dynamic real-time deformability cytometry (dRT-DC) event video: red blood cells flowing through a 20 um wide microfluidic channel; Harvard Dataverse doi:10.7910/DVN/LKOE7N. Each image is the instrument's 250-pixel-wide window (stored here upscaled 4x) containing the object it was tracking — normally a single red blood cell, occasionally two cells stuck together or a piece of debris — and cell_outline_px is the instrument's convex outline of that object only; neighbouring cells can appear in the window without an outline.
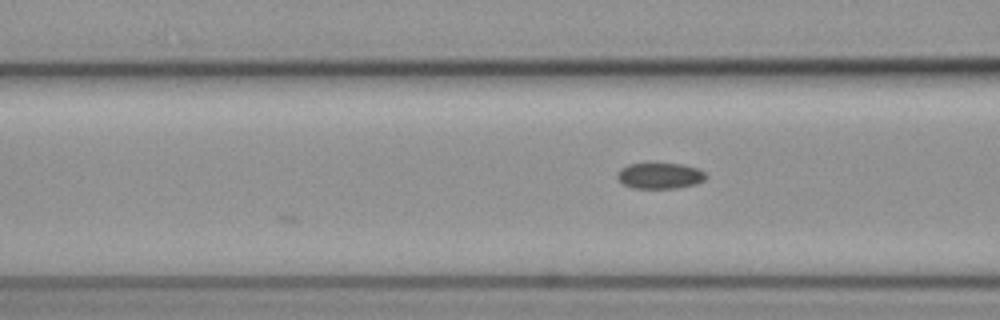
{"species": "common noctule bat (a hibernating species)", "species_latin": "Nyctalus noctula", "temperature_condition": "cold", "stored_images_in_passage": 7, "camera_frame_rate_fps": 3000, "um_per_image_px": 0.085, "animal": {"sex": "female", "body_mass_g": 19.3, "forearm_length_mm": 54.1}, "frame": {"image": 1, "passage_image": 3, "time_ms": 0.667, "image_size_px": [1000, 320], "cell_outline_px": [[704, 180], [696, 184], [676, 188], [632, 188], [624, 184], [616, 176], [616, 172], [620, 168], [628, 164], [684, 164], [696, 168], [704, 172]], "centroid_in_image_um": [56.05, 14.94], "position_along_channel_um": 110.5, "area_um2": 13.24}}
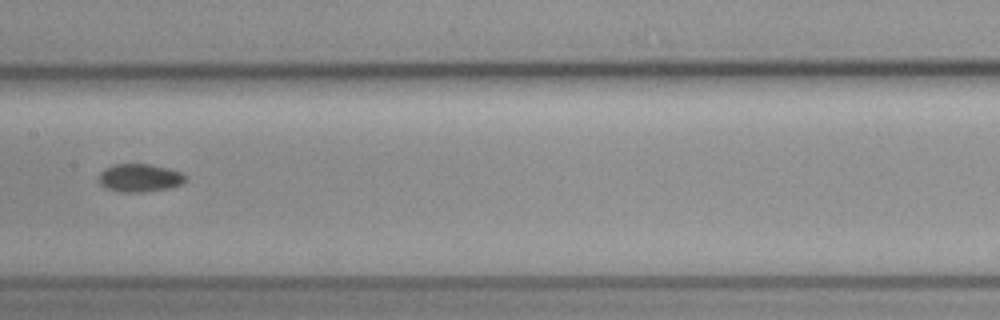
{"frame": {"image": 2, "passage_image": 5, "time_ms": 1.333, "image_size_px": [1000, 320], "cell_outline_px": [[188, 176], [184, 184], [172, 188], [140, 192], [116, 192], [104, 188], [100, 184], [100, 172], [104, 168], [112, 164], [148, 164], [168, 168], [184, 172]], "centroid_in_image_um": [11.92, 15.12], "position_along_channel_um": 195.5, "area_um2": 14.57}}
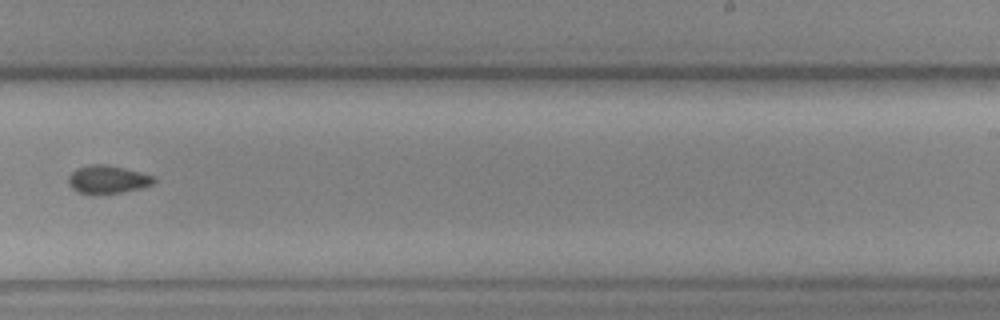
{"frame": {"image": 3, "passage_image": 7, "time_ms": 2.0, "image_size_px": [1000, 320], "cell_outline_px": [[156, 180], [152, 184], [140, 188], [120, 192], [96, 196], [92, 196], [80, 192], [72, 188], [68, 184], [68, 176], [76, 168], [88, 164], [108, 164], [156, 176]], "centroid_in_image_um": [9.12, 15.26], "position_along_channel_um": 279.9, "area_um2": 14.33}}